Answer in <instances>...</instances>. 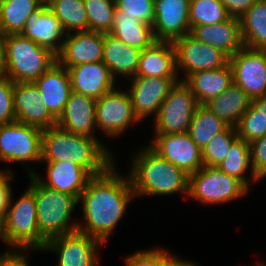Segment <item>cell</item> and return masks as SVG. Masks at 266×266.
Returning a JSON list of instances; mask_svg holds the SVG:
<instances>
[{
  "instance_id": "cell-18",
  "label": "cell",
  "mask_w": 266,
  "mask_h": 266,
  "mask_svg": "<svg viewBox=\"0 0 266 266\" xmlns=\"http://www.w3.org/2000/svg\"><path fill=\"white\" fill-rule=\"evenodd\" d=\"M57 62L68 69L79 64L101 62L104 33L85 31L66 34Z\"/></svg>"
},
{
  "instance_id": "cell-35",
  "label": "cell",
  "mask_w": 266,
  "mask_h": 266,
  "mask_svg": "<svg viewBox=\"0 0 266 266\" xmlns=\"http://www.w3.org/2000/svg\"><path fill=\"white\" fill-rule=\"evenodd\" d=\"M250 164L249 143L238 138L231 145L225 159L217 167L226 174L236 177L249 187L248 182L250 181H248L247 178L245 179V171L248 169Z\"/></svg>"
},
{
  "instance_id": "cell-31",
  "label": "cell",
  "mask_w": 266,
  "mask_h": 266,
  "mask_svg": "<svg viewBox=\"0 0 266 266\" xmlns=\"http://www.w3.org/2000/svg\"><path fill=\"white\" fill-rule=\"evenodd\" d=\"M43 0H0V31L6 36L21 34L28 17Z\"/></svg>"
},
{
  "instance_id": "cell-20",
  "label": "cell",
  "mask_w": 266,
  "mask_h": 266,
  "mask_svg": "<svg viewBox=\"0 0 266 266\" xmlns=\"http://www.w3.org/2000/svg\"><path fill=\"white\" fill-rule=\"evenodd\" d=\"M42 47L50 50L56 56L61 52L63 42H58L66 34L58 18L43 2L28 17L25 29L21 33Z\"/></svg>"
},
{
  "instance_id": "cell-48",
  "label": "cell",
  "mask_w": 266,
  "mask_h": 266,
  "mask_svg": "<svg viewBox=\"0 0 266 266\" xmlns=\"http://www.w3.org/2000/svg\"><path fill=\"white\" fill-rule=\"evenodd\" d=\"M168 266H197L195 265L194 263L192 262H188V261H183V260H180L174 256H170L169 255V264Z\"/></svg>"
},
{
  "instance_id": "cell-4",
  "label": "cell",
  "mask_w": 266,
  "mask_h": 266,
  "mask_svg": "<svg viewBox=\"0 0 266 266\" xmlns=\"http://www.w3.org/2000/svg\"><path fill=\"white\" fill-rule=\"evenodd\" d=\"M30 177L32 179L29 188L33 191L36 201L37 225L40 234L49 240L76 231L77 223L72 226L68 223L79 200L73 195L42 185L32 174Z\"/></svg>"
},
{
  "instance_id": "cell-9",
  "label": "cell",
  "mask_w": 266,
  "mask_h": 266,
  "mask_svg": "<svg viewBox=\"0 0 266 266\" xmlns=\"http://www.w3.org/2000/svg\"><path fill=\"white\" fill-rule=\"evenodd\" d=\"M43 130L13 121L0 125V160L41 161Z\"/></svg>"
},
{
  "instance_id": "cell-24",
  "label": "cell",
  "mask_w": 266,
  "mask_h": 266,
  "mask_svg": "<svg viewBox=\"0 0 266 266\" xmlns=\"http://www.w3.org/2000/svg\"><path fill=\"white\" fill-rule=\"evenodd\" d=\"M191 34L201 42L221 50L229 58L244 47L239 18L231 17L225 22L194 26Z\"/></svg>"
},
{
  "instance_id": "cell-1",
  "label": "cell",
  "mask_w": 266,
  "mask_h": 266,
  "mask_svg": "<svg viewBox=\"0 0 266 266\" xmlns=\"http://www.w3.org/2000/svg\"><path fill=\"white\" fill-rule=\"evenodd\" d=\"M112 164L104 173L92 176L79 202H83L86 224H77V230L105 243L126 206L135 197L129 178H121Z\"/></svg>"
},
{
  "instance_id": "cell-15",
  "label": "cell",
  "mask_w": 266,
  "mask_h": 266,
  "mask_svg": "<svg viewBox=\"0 0 266 266\" xmlns=\"http://www.w3.org/2000/svg\"><path fill=\"white\" fill-rule=\"evenodd\" d=\"M103 243L78 230L47 240L45 249L59 254V266H97V247Z\"/></svg>"
},
{
  "instance_id": "cell-3",
  "label": "cell",
  "mask_w": 266,
  "mask_h": 266,
  "mask_svg": "<svg viewBox=\"0 0 266 266\" xmlns=\"http://www.w3.org/2000/svg\"><path fill=\"white\" fill-rule=\"evenodd\" d=\"M136 156L129 174L136 196L167 195L178 191L188 195L189 176L180 168L161 158L149 146Z\"/></svg>"
},
{
  "instance_id": "cell-7",
  "label": "cell",
  "mask_w": 266,
  "mask_h": 266,
  "mask_svg": "<svg viewBox=\"0 0 266 266\" xmlns=\"http://www.w3.org/2000/svg\"><path fill=\"white\" fill-rule=\"evenodd\" d=\"M248 187L218 167L203 166L189 176L188 195L205 204L225 203L244 196Z\"/></svg>"
},
{
  "instance_id": "cell-21",
  "label": "cell",
  "mask_w": 266,
  "mask_h": 266,
  "mask_svg": "<svg viewBox=\"0 0 266 266\" xmlns=\"http://www.w3.org/2000/svg\"><path fill=\"white\" fill-rule=\"evenodd\" d=\"M68 72L73 92L98 99L115 89V79L102 61L69 67Z\"/></svg>"
},
{
  "instance_id": "cell-45",
  "label": "cell",
  "mask_w": 266,
  "mask_h": 266,
  "mask_svg": "<svg viewBox=\"0 0 266 266\" xmlns=\"http://www.w3.org/2000/svg\"><path fill=\"white\" fill-rule=\"evenodd\" d=\"M21 253L6 252L0 256V266H28V262Z\"/></svg>"
},
{
  "instance_id": "cell-26",
  "label": "cell",
  "mask_w": 266,
  "mask_h": 266,
  "mask_svg": "<svg viewBox=\"0 0 266 266\" xmlns=\"http://www.w3.org/2000/svg\"><path fill=\"white\" fill-rule=\"evenodd\" d=\"M182 81L194 94L199 105H204L233 83L232 68L228 63L222 68L196 71Z\"/></svg>"
},
{
  "instance_id": "cell-38",
  "label": "cell",
  "mask_w": 266,
  "mask_h": 266,
  "mask_svg": "<svg viewBox=\"0 0 266 266\" xmlns=\"http://www.w3.org/2000/svg\"><path fill=\"white\" fill-rule=\"evenodd\" d=\"M238 138L247 143L266 135V113L259 112L252 104L236 126Z\"/></svg>"
},
{
  "instance_id": "cell-16",
  "label": "cell",
  "mask_w": 266,
  "mask_h": 266,
  "mask_svg": "<svg viewBox=\"0 0 266 266\" xmlns=\"http://www.w3.org/2000/svg\"><path fill=\"white\" fill-rule=\"evenodd\" d=\"M13 102L16 121L41 130L56 126L57 119L43 103L34 82H14Z\"/></svg>"
},
{
  "instance_id": "cell-37",
  "label": "cell",
  "mask_w": 266,
  "mask_h": 266,
  "mask_svg": "<svg viewBox=\"0 0 266 266\" xmlns=\"http://www.w3.org/2000/svg\"><path fill=\"white\" fill-rule=\"evenodd\" d=\"M237 139V130L234 126H228L223 132L214 136L202 150L203 166H219Z\"/></svg>"
},
{
  "instance_id": "cell-46",
  "label": "cell",
  "mask_w": 266,
  "mask_h": 266,
  "mask_svg": "<svg viewBox=\"0 0 266 266\" xmlns=\"http://www.w3.org/2000/svg\"><path fill=\"white\" fill-rule=\"evenodd\" d=\"M6 44L5 35L0 31V77L6 76Z\"/></svg>"
},
{
  "instance_id": "cell-39",
  "label": "cell",
  "mask_w": 266,
  "mask_h": 266,
  "mask_svg": "<svg viewBox=\"0 0 266 266\" xmlns=\"http://www.w3.org/2000/svg\"><path fill=\"white\" fill-rule=\"evenodd\" d=\"M115 9L121 15H129L142 23L153 25L155 21L154 0H114Z\"/></svg>"
},
{
  "instance_id": "cell-44",
  "label": "cell",
  "mask_w": 266,
  "mask_h": 266,
  "mask_svg": "<svg viewBox=\"0 0 266 266\" xmlns=\"http://www.w3.org/2000/svg\"><path fill=\"white\" fill-rule=\"evenodd\" d=\"M229 15L234 18H240L248 9H250L257 0H220Z\"/></svg>"
},
{
  "instance_id": "cell-12",
  "label": "cell",
  "mask_w": 266,
  "mask_h": 266,
  "mask_svg": "<svg viewBox=\"0 0 266 266\" xmlns=\"http://www.w3.org/2000/svg\"><path fill=\"white\" fill-rule=\"evenodd\" d=\"M149 147L161 158L180 168L188 176L203 167L202 151L188 133L156 134Z\"/></svg>"
},
{
  "instance_id": "cell-11",
  "label": "cell",
  "mask_w": 266,
  "mask_h": 266,
  "mask_svg": "<svg viewBox=\"0 0 266 266\" xmlns=\"http://www.w3.org/2000/svg\"><path fill=\"white\" fill-rule=\"evenodd\" d=\"M178 69L186 71L185 78L196 71L213 70L226 66L229 57L221 50L201 42L191 33L172 42Z\"/></svg>"
},
{
  "instance_id": "cell-33",
  "label": "cell",
  "mask_w": 266,
  "mask_h": 266,
  "mask_svg": "<svg viewBox=\"0 0 266 266\" xmlns=\"http://www.w3.org/2000/svg\"><path fill=\"white\" fill-rule=\"evenodd\" d=\"M47 8L58 18L66 34L88 31V19L83 0H50Z\"/></svg>"
},
{
  "instance_id": "cell-28",
  "label": "cell",
  "mask_w": 266,
  "mask_h": 266,
  "mask_svg": "<svg viewBox=\"0 0 266 266\" xmlns=\"http://www.w3.org/2000/svg\"><path fill=\"white\" fill-rule=\"evenodd\" d=\"M251 104V99L235 83H232L219 96L204 104L227 125L236 127Z\"/></svg>"
},
{
  "instance_id": "cell-40",
  "label": "cell",
  "mask_w": 266,
  "mask_h": 266,
  "mask_svg": "<svg viewBox=\"0 0 266 266\" xmlns=\"http://www.w3.org/2000/svg\"><path fill=\"white\" fill-rule=\"evenodd\" d=\"M13 84L14 82L9 77H0V125L16 121Z\"/></svg>"
},
{
  "instance_id": "cell-32",
  "label": "cell",
  "mask_w": 266,
  "mask_h": 266,
  "mask_svg": "<svg viewBox=\"0 0 266 266\" xmlns=\"http://www.w3.org/2000/svg\"><path fill=\"white\" fill-rule=\"evenodd\" d=\"M228 126L206 106L199 105L187 133L202 151L214 136L223 132Z\"/></svg>"
},
{
  "instance_id": "cell-14",
  "label": "cell",
  "mask_w": 266,
  "mask_h": 266,
  "mask_svg": "<svg viewBox=\"0 0 266 266\" xmlns=\"http://www.w3.org/2000/svg\"><path fill=\"white\" fill-rule=\"evenodd\" d=\"M156 41H170L191 33L190 0H154Z\"/></svg>"
},
{
  "instance_id": "cell-27",
  "label": "cell",
  "mask_w": 266,
  "mask_h": 266,
  "mask_svg": "<svg viewBox=\"0 0 266 266\" xmlns=\"http://www.w3.org/2000/svg\"><path fill=\"white\" fill-rule=\"evenodd\" d=\"M141 51L126 45L110 33H104L102 62L108 67L114 79L117 73L132 78L136 76Z\"/></svg>"
},
{
  "instance_id": "cell-29",
  "label": "cell",
  "mask_w": 266,
  "mask_h": 266,
  "mask_svg": "<svg viewBox=\"0 0 266 266\" xmlns=\"http://www.w3.org/2000/svg\"><path fill=\"white\" fill-rule=\"evenodd\" d=\"M115 38L139 50L150 47L155 41L152 26L115 9L111 31Z\"/></svg>"
},
{
  "instance_id": "cell-10",
  "label": "cell",
  "mask_w": 266,
  "mask_h": 266,
  "mask_svg": "<svg viewBox=\"0 0 266 266\" xmlns=\"http://www.w3.org/2000/svg\"><path fill=\"white\" fill-rule=\"evenodd\" d=\"M233 83L252 100L266 95V50L244 46L229 58Z\"/></svg>"
},
{
  "instance_id": "cell-30",
  "label": "cell",
  "mask_w": 266,
  "mask_h": 266,
  "mask_svg": "<svg viewBox=\"0 0 266 266\" xmlns=\"http://www.w3.org/2000/svg\"><path fill=\"white\" fill-rule=\"evenodd\" d=\"M239 20L244 46L266 50V0H257Z\"/></svg>"
},
{
  "instance_id": "cell-13",
  "label": "cell",
  "mask_w": 266,
  "mask_h": 266,
  "mask_svg": "<svg viewBox=\"0 0 266 266\" xmlns=\"http://www.w3.org/2000/svg\"><path fill=\"white\" fill-rule=\"evenodd\" d=\"M138 121L128 92L114 89L96 99V126L108 136L120 135Z\"/></svg>"
},
{
  "instance_id": "cell-43",
  "label": "cell",
  "mask_w": 266,
  "mask_h": 266,
  "mask_svg": "<svg viewBox=\"0 0 266 266\" xmlns=\"http://www.w3.org/2000/svg\"><path fill=\"white\" fill-rule=\"evenodd\" d=\"M12 174L0 171V221L3 222L9 205V199L11 195V187L9 181Z\"/></svg>"
},
{
  "instance_id": "cell-49",
  "label": "cell",
  "mask_w": 266,
  "mask_h": 266,
  "mask_svg": "<svg viewBox=\"0 0 266 266\" xmlns=\"http://www.w3.org/2000/svg\"><path fill=\"white\" fill-rule=\"evenodd\" d=\"M0 238L3 239V235H2V222L0 221Z\"/></svg>"
},
{
  "instance_id": "cell-41",
  "label": "cell",
  "mask_w": 266,
  "mask_h": 266,
  "mask_svg": "<svg viewBox=\"0 0 266 266\" xmlns=\"http://www.w3.org/2000/svg\"><path fill=\"white\" fill-rule=\"evenodd\" d=\"M251 178L258 181L266 173V135L249 143Z\"/></svg>"
},
{
  "instance_id": "cell-17",
  "label": "cell",
  "mask_w": 266,
  "mask_h": 266,
  "mask_svg": "<svg viewBox=\"0 0 266 266\" xmlns=\"http://www.w3.org/2000/svg\"><path fill=\"white\" fill-rule=\"evenodd\" d=\"M177 78L133 77L129 92L134 115L141 121L154 113L157 116L160 107L176 83Z\"/></svg>"
},
{
  "instance_id": "cell-36",
  "label": "cell",
  "mask_w": 266,
  "mask_h": 266,
  "mask_svg": "<svg viewBox=\"0 0 266 266\" xmlns=\"http://www.w3.org/2000/svg\"><path fill=\"white\" fill-rule=\"evenodd\" d=\"M88 19V31L109 33L112 28L114 0H83Z\"/></svg>"
},
{
  "instance_id": "cell-47",
  "label": "cell",
  "mask_w": 266,
  "mask_h": 266,
  "mask_svg": "<svg viewBox=\"0 0 266 266\" xmlns=\"http://www.w3.org/2000/svg\"><path fill=\"white\" fill-rule=\"evenodd\" d=\"M251 104L259 111L266 113V95L251 100Z\"/></svg>"
},
{
  "instance_id": "cell-6",
  "label": "cell",
  "mask_w": 266,
  "mask_h": 266,
  "mask_svg": "<svg viewBox=\"0 0 266 266\" xmlns=\"http://www.w3.org/2000/svg\"><path fill=\"white\" fill-rule=\"evenodd\" d=\"M2 222L3 241L18 249L44 250L47 240L40 234L37 225L36 201L33 191L28 188L25 193L11 204Z\"/></svg>"
},
{
  "instance_id": "cell-19",
  "label": "cell",
  "mask_w": 266,
  "mask_h": 266,
  "mask_svg": "<svg viewBox=\"0 0 266 266\" xmlns=\"http://www.w3.org/2000/svg\"><path fill=\"white\" fill-rule=\"evenodd\" d=\"M96 125V99L71 92L56 126L70 133L96 138L92 135Z\"/></svg>"
},
{
  "instance_id": "cell-34",
  "label": "cell",
  "mask_w": 266,
  "mask_h": 266,
  "mask_svg": "<svg viewBox=\"0 0 266 266\" xmlns=\"http://www.w3.org/2000/svg\"><path fill=\"white\" fill-rule=\"evenodd\" d=\"M229 15L220 0H190V24L194 26L212 25L229 20Z\"/></svg>"
},
{
  "instance_id": "cell-22",
  "label": "cell",
  "mask_w": 266,
  "mask_h": 266,
  "mask_svg": "<svg viewBox=\"0 0 266 266\" xmlns=\"http://www.w3.org/2000/svg\"><path fill=\"white\" fill-rule=\"evenodd\" d=\"M34 83L40 90L43 103L49 112L58 119L72 92L68 69L56 62Z\"/></svg>"
},
{
  "instance_id": "cell-42",
  "label": "cell",
  "mask_w": 266,
  "mask_h": 266,
  "mask_svg": "<svg viewBox=\"0 0 266 266\" xmlns=\"http://www.w3.org/2000/svg\"><path fill=\"white\" fill-rule=\"evenodd\" d=\"M169 252L162 249L137 251L126 260V266H168Z\"/></svg>"
},
{
  "instance_id": "cell-50",
  "label": "cell",
  "mask_w": 266,
  "mask_h": 266,
  "mask_svg": "<svg viewBox=\"0 0 266 266\" xmlns=\"http://www.w3.org/2000/svg\"><path fill=\"white\" fill-rule=\"evenodd\" d=\"M50 0H43V2H45L46 4L49 2Z\"/></svg>"
},
{
  "instance_id": "cell-23",
  "label": "cell",
  "mask_w": 266,
  "mask_h": 266,
  "mask_svg": "<svg viewBox=\"0 0 266 266\" xmlns=\"http://www.w3.org/2000/svg\"><path fill=\"white\" fill-rule=\"evenodd\" d=\"M48 180L45 182L35 172L29 174L44 186L75 196L78 200L92 175L82 166L68 161L47 162ZM38 176V177H37Z\"/></svg>"
},
{
  "instance_id": "cell-25",
  "label": "cell",
  "mask_w": 266,
  "mask_h": 266,
  "mask_svg": "<svg viewBox=\"0 0 266 266\" xmlns=\"http://www.w3.org/2000/svg\"><path fill=\"white\" fill-rule=\"evenodd\" d=\"M176 55L170 41H155L141 51L135 77L176 78Z\"/></svg>"
},
{
  "instance_id": "cell-8",
  "label": "cell",
  "mask_w": 266,
  "mask_h": 266,
  "mask_svg": "<svg viewBox=\"0 0 266 266\" xmlns=\"http://www.w3.org/2000/svg\"><path fill=\"white\" fill-rule=\"evenodd\" d=\"M198 106L194 94L180 79L169 89L154 118L155 134L186 133Z\"/></svg>"
},
{
  "instance_id": "cell-5",
  "label": "cell",
  "mask_w": 266,
  "mask_h": 266,
  "mask_svg": "<svg viewBox=\"0 0 266 266\" xmlns=\"http://www.w3.org/2000/svg\"><path fill=\"white\" fill-rule=\"evenodd\" d=\"M5 44L6 77L13 82H34L57 62L55 54L22 34L6 35Z\"/></svg>"
},
{
  "instance_id": "cell-2",
  "label": "cell",
  "mask_w": 266,
  "mask_h": 266,
  "mask_svg": "<svg viewBox=\"0 0 266 266\" xmlns=\"http://www.w3.org/2000/svg\"><path fill=\"white\" fill-rule=\"evenodd\" d=\"M96 138L76 135L57 126L43 130L41 161H68L84 167L92 176L104 173L112 155Z\"/></svg>"
}]
</instances>
